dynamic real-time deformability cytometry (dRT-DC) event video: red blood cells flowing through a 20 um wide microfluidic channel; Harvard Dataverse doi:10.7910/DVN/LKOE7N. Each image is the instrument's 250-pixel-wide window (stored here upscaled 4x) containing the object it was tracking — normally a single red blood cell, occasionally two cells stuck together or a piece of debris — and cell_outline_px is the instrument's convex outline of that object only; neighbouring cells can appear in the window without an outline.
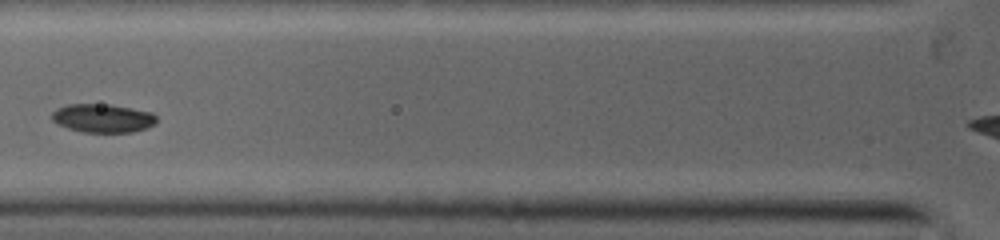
{"species": "common noctule bat (a hibernating species)", "species_latin": "Nyctalus noctula", "temperature_condition": "warm", "stored_images_in_passage": 10, "camera_frame_rate_fps": 5000, "um_per_image_px": 0.085, "animal": {"sex": "female", "body_mass_g": 19.0, "forearm_length_mm": 53.3}, "frame": {"image": 1, "passage_image": 4, "time_ms": 1.2, "image_size_px": [1000, 240], "cell_outline_px": [[156, 124], [148, 128], [132, 132], [84, 132], [68, 128], [52, 120], [52, 112], [68, 104], [108, 104], [152, 112], [156, 116]], "centroid_in_image_um": [8.78, 10.05], "position_along_channel_um": 117.0, "area_um2": 17.28}}
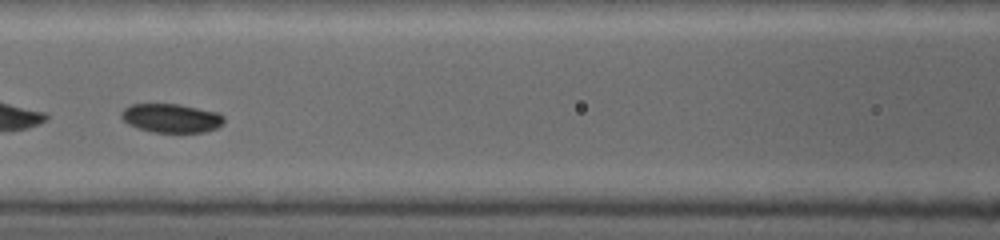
{"frame": {"image": 2, "passage_image": 6, "time_ms": 2.0, "image_size_px": [1000, 240], "cell_outline_px": [[224, 120], [216, 128], [204, 132], [152, 132], [140, 128], [124, 120], [120, 116], [132, 104], [176, 104], [216, 112], [224, 116]], "centroid_in_image_um": [14.6, 10.04], "position_along_channel_um": 152.0, "area_um2": 16.65}}